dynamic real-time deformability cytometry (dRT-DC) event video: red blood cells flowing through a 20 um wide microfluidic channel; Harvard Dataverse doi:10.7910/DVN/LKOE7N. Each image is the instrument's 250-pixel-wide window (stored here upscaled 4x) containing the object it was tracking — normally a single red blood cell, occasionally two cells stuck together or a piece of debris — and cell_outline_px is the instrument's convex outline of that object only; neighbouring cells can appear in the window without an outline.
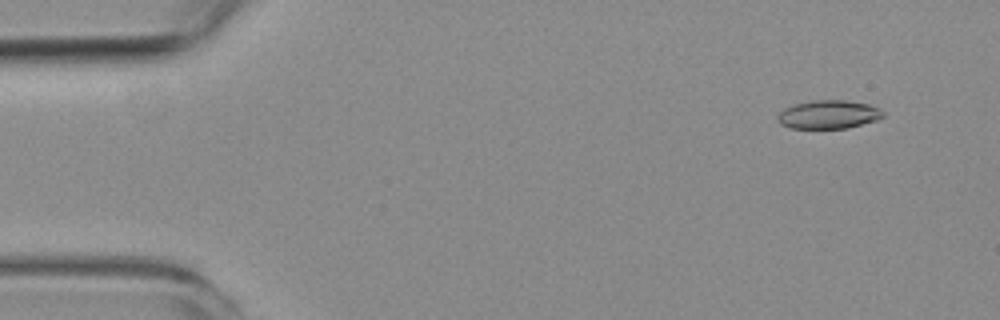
{"species": "common noctule bat (a hibernating species)", "species_latin": "Nyctalus noctula", "temperature_condition": "room temperature", "stored_images_in_passage": 4, "camera_frame_rate_fps": 3000, "um_per_image_px": 0.085, "animal": {"sex": "female", "body_mass_g": 19.3, "forearm_length_mm": 54.1}, "frame": {"image": 1, "passage_image": 1, "time_ms": 0.0, "image_size_px": [1000, 320], "cell_outline_px": [[884, 116], [876, 120], [848, 128], [792, 128], [780, 124], [776, 120], [776, 116], [784, 108], [792, 104], [812, 100], [844, 100], [868, 104], [884, 112]], "centroid_in_image_um": [70.37, 9.73], "position_along_channel_um": 14.6, "area_um2": 17.51}}
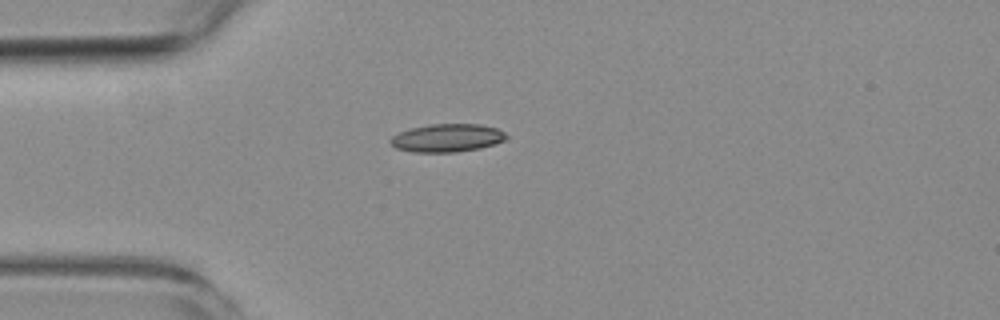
{"frame": {"image": 2, "passage_image": 4, "time_ms": 3.333, "image_size_px": [1000, 320], "cell_outline_px": [[508, 136], [504, 140], [496, 144], [480, 148], [456, 152], [412, 152], [396, 148], [388, 144], [388, 140], [392, 136], [400, 132], [412, 128], [432, 124], [480, 124], [496, 128], [504, 132]], "centroid_in_image_um": [37.99, 11.73], "position_along_channel_um": 47.0, "area_um2": 19.02}}